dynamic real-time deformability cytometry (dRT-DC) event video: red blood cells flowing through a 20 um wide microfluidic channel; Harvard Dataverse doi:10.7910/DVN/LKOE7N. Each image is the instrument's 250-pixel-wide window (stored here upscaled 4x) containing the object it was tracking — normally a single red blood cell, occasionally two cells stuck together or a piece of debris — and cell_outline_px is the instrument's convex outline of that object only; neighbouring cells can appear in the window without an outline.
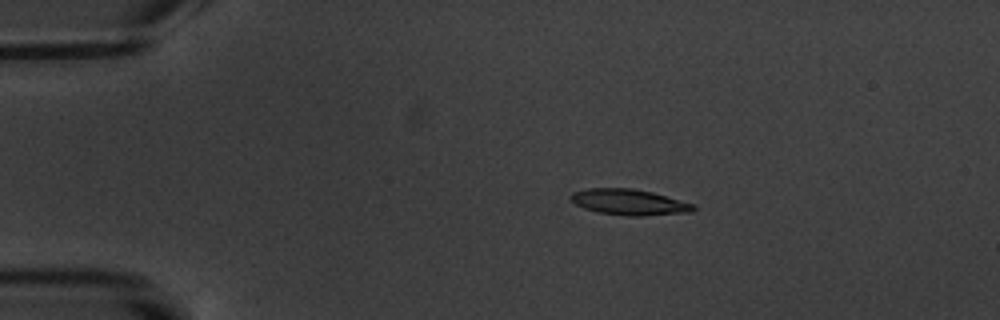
{"species": "common noctule bat (a hibernating species)", "species_latin": "Nyctalus noctula", "temperature_condition": "warm", "stored_images_in_passage": 6, "camera_frame_rate_fps": 3000, "um_per_image_px": 0.085, "animal": {"sex": "male", "body_mass_g": 20.1, "forearm_length_mm": 53.5}, "frame": {"image": 1, "passage_image": 3, "time_ms": 3.0, "image_size_px": [1000, 320], "cell_outline_px": [[696, 208], [692, 212], [640, 216], [628, 216], [596, 212], [584, 208], [576, 204], [568, 196], [572, 192], [588, 188], [632, 188], [652, 192], [696, 204]], "centroid_in_image_um": [53.49, 17.18], "position_along_channel_um": 31.5, "area_um2": 18.61}}
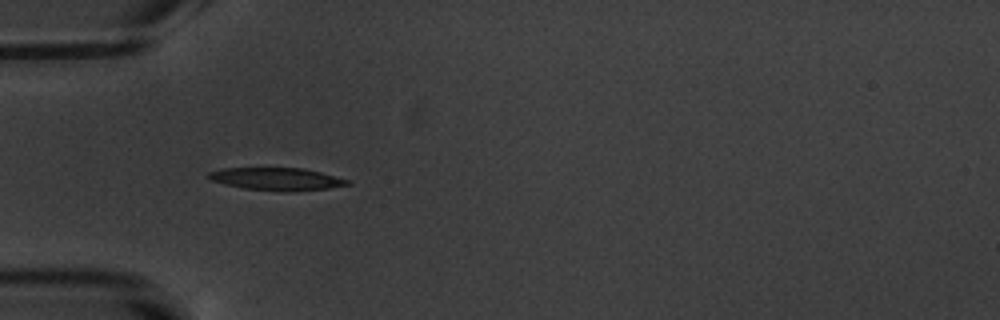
{"frame": {"image": 2, "passage_image": 5, "time_ms": 5.333, "image_size_px": [1000, 320], "cell_outline_px": [[352, 184], [328, 188], [296, 192], [280, 192], [244, 188], [224, 184], [212, 180], [204, 176], [208, 172], [224, 168], [304, 168], [320, 172], [348, 180]], "centroid_in_image_um": [23.5, 15.22], "position_along_channel_um": 61.5, "area_um2": 18.44}}